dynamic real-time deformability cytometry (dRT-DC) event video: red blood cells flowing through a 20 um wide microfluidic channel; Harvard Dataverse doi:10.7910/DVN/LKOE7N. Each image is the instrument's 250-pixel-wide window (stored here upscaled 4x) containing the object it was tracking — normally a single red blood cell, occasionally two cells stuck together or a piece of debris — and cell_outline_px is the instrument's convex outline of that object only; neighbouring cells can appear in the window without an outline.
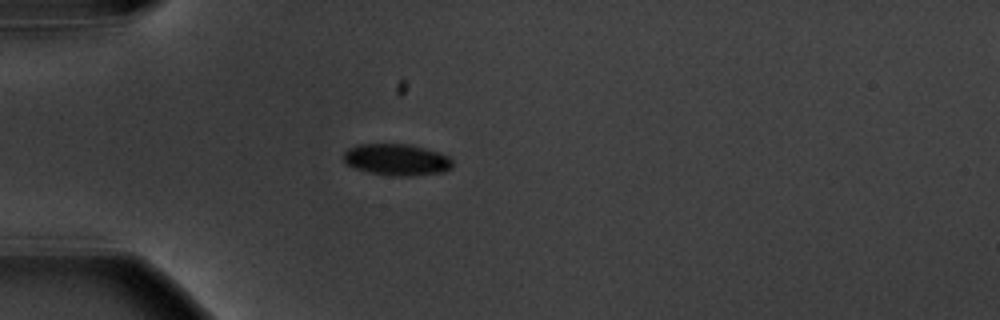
{"species": "common noctule bat (a hibernating species)", "species_latin": "Nyctalus noctula", "temperature_condition": "warm", "stored_images_in_passage": 41, "camera_frame_rate_fps": 3000, "um_per_image_px": 0.085, "animal": {"sex": "male", "body_mass_g": 20.1, "forearm_length_mm": 53.5}, "frame": {"image": 1, "passage_image": 1, "time_ms": 0.0, "image_size_px": [1000, 320], "cell_outline_px": [[452, 168], [444, 172], [408, 176], [400, 176], [372, 172], [356, 168], [348, 164], [344, 160], [344, 152], [348, 148], [356, 144], [412, 144], [440, 152], [448, 156], [452, 160]], "centroid_in_image_um": [33.76, 13.55], "position_along_channel_um": 51.2, "area_um2": 19.94}}
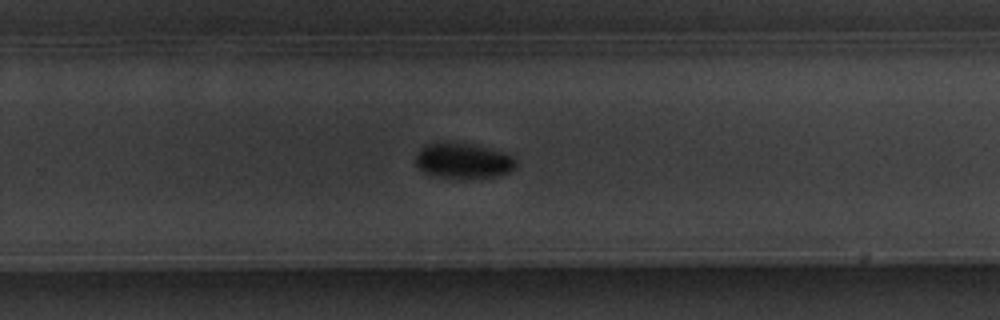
{"frame": {"image": 2, "passage_image": 22, "time_ms": 7.0, "image_size_px": [1000, 320], "cell_outline_px": [[516, 168], [500, 176], [432, 176], [424, 172], [416, 164], [416, 156], [420, 148], [424, 144], [448, 140], [472, 144], [504, 152], [512, 156], [516, 160]], "centroid_in_image_um": [39.35, 13.6], "position_along_channel_um": 290.4, "area_um2": 20.58}}
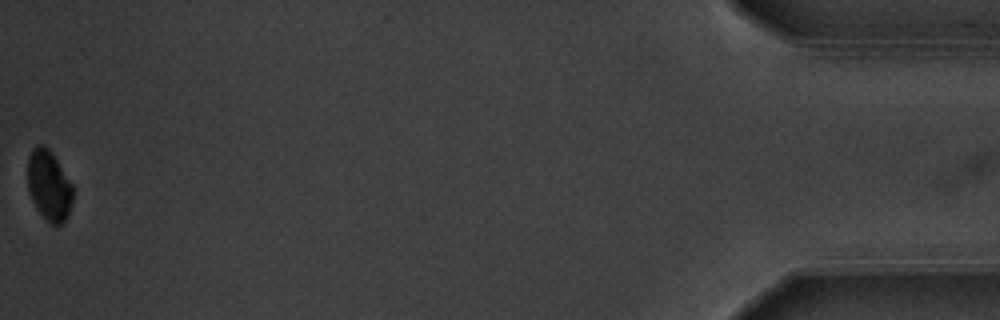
{"frame": {"image": 3, "passage_image": 41, "time_ms": 13.333, "image_size_px": [1000, 320], "cell_outline_px": [[72, 204], [64, 224], [52, 224], [36, 208], [32, 200], [28, 188], [28, 160], [32, 148], [40, 144], [44, 144], [48, 148], [72, 184]], "centroid_in_image_um": [4.16, 15.77], "position_along_channel_um": 431.0, "area_um2": 18.21}, "authors_computed_cell_mechanics": {"area_um2": 20.519, "velocity_mm_per_s": 3.6235, "shape_relaxation_time_tau1_ms": 1.3888, "shape_relaxation_time_tau2_ms": null, "deformation_change_tau1": 0.0772, "deformation_change_tau2": null}}